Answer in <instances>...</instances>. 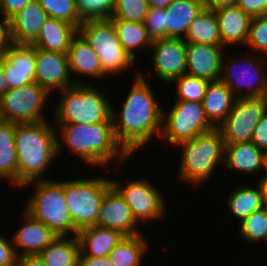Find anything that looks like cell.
<instances>
[{
    "label": "cell",
    "mask_w": 267,
    "mask_h": 266,
    "mask_svg": "<svg viewBox=\"0 0 267 266\" xmlns=\"http://www.w3.org/2000/svg\"><path fill=\"white\" fill-rule=\"evenodd\" d=\"M135 74L121 110L113 102L111 113L115 138L130 157L153 138L160 139L163 117L162 103L157 102L145 72Z\"/></svg>",
    "instance_id": "cell-1"
},
{
    "label": "cell",
    "mask_w": 267,
    "mask_h": 266,
    "mask_svg": "<svg viewBox=\"0 0 267 266\" xmlns=\"http://www.w3.org/2000/svg\"><path fill=\"white\" fill-rule=\"evenodd\" d=\"M54 125L58 130V158H60V154L65 152L64 145L69 152L78 156L85 164L87 163V166L91 167L103 166L106 168L114 162V159L123 163L131 158L117 142L114 135L113 122Z\"/></svg>",
    "instance_id": "cell-2"
},
{
    "label": "cell",
    "mask_w": 267,
    "mask_h": 266,
    "mask_svg": "<svg viewBox=\"0 0 267 266\" xmlns=\"http://www.w3.org/2000/svg\"><path fill=\"white\" fill-rule=\"evenodd\" d=\"M49 122L16 123L17 187L20 190L28 182L47 179V170L57 161V130L54 123Z\"/></svg>",
    "instance_id": "cell-3"
},
{
    "label": "cell",
    "mask_w": 267,
    "mask_h": 266,
    "mask_svg": "<svg viewBox=\"0 0 267 266\" xmlns=\"http://www.w3.org/2000/svg\"><path fill=\"white\" fill-rule=\"evenodd\" d=\"M177 177L195 188L207 184L219 166L224 168L225 144L218 127L181 142Z\"/></svg>",
    "instance_id": "cell-4"
},
{
    "label": "cell",
    "mask_w": 267,
    "mask_h": 266,
    "mask_svg": "<svg viewBox=\"0 0 267 266\" xmlns=\"http://www.w3.org/2000/svg\"><path fill=\"white\" fill-rule=\"evenodd\" d=\"M74 84L62 91L51 111L55 124H95L113 122L112 101L97 85Z\"/></svg>",
    "instance_id": "cell-5"
},
{
    "label": "cell",
    "mask_w": 267,
    "mask_h": 266,
    "mask_svg": "<svg viewBox=\"0 0 267 266\" xmlns=\"http://www.w3.org/2000/svg\"><path fill=\"white\" fill-rule=\"evenodd\" d=\"M22 187H33L32 195L24 204L26 212L43 222L56 236L78 235L67 209L63 179L34 180Z\"/></svg>",
    "instance_id": "cell-6"
},
{
    "label": "cell",
    "mask_w": 267,
    "mask_h": 266,
    "mask_svg": "<svg viewBox=\"0 0 267 266\" xmlns=\"http://www.w3.org/2000/svg\"><path fill=\"white\" fill-rule=\"evenodd\" d=\"M106 176L64 180L67 209L78 231L97 224L103 197L112 186L110 177Z\"/></svg>",
    "instance_id": "cell-7"
},
{
    "label": "cell",
    "mask_w": 267,
    "mask_h": 266,
    "mask_svg": "<svg viewBox=\"0 0 267 266\" xmlns=\"http://www.w3.org/2000/svg\"><path fill=\"white\" fill-rule=\"evenodd\" d=\"M92 49L99 55L102 72L109 77L120 75L135 65V60L122 47L113 23L109 20H87L78 27ZM134 64V65H133Z\"/></svg>",
    "instance_id": "cell-8"
},
{
    "label": "cell",
    "mask_w": 267,
    "mask_h": 266,
    "mask_svg": "<svg viewBox=\"0 0 267 266\" xmlns=\"http://www.w3.org/2000/svg\"><path fill=\"white\" fill-rule=\"evenodd\" d=\"M227 57L222 59L220 80L231 89L235 97L263 96L267 87L265 56L249 53L246 56L240 55L241 59L239 54L238 56L232 54V57L230 55Z\"/></svg>",
    "instance_id": "cell-9"
},
{
    "label": "cell",
    "mask_w": 267,
    "mask_h": 266,
    "mask_svg": "<svg viewBox=\"0 0 267 266\" xmlns=\"http://www.w3.org/2000/svg\"><path fill=\"white\" fill-rule=\"evenodd\" d=\"M51 95L37 82L8 89L0 98V120L17 124L48 120L44 112Z\"/></svg>",
    "instance_id": "cell-10"
},
{
    "label": "cell",
    "mask_w": 267,
    "mask_h": 266,
    "mask_svg": "<svg viewBox=\"0 0 267 266\" xmlns=\"http://www.w3.org/2000/svg\"><path fill=\"white\" fill-rule=\"evenodd\" d=\"M174 104V105H173ZM207 120L202 102L175 100L171 109L163 108L161 141L167 140L171 145H178L212 129Z\"/></svg>",
    "instance_id": "cell-11"
},
{
    "label": "cell",
    "mask_w": 267,
    "mask_h": 266,
    "mask_svg": "<svg viewBox=\"0 0 267 266\" xmlns=\"http://www.w3.org/2000/svg\"><path fill=\"white\" fill-rule=\"evenodd\" d=\"M112 186L123 197L124 201L131 208L132 214L140 224L147 225L150 221H161L167 214V204L162 191L157 189L151 181L144 177L129 180V182L118 181V178H110Z\"/></svg>",
    "instance_id": "cell-12"
},
{
    "label": "cell",
    "mask_w": 267,
    "mask_h": 266,
    "mask_svg": "<svg viewBox=\"0 0 267 266\" xmlns=\"http://www.w3.org/2000/svg\"><path fill=\"white\" fill-rule=\"evenodd\" d=\"M267 107L263 96L236 98L232 110L218 126L224 144L250 142Z\"/></svg>",
    "instance_id": "cell-13"
},
{
    "label": "cell",
    "mask_w": 267,
    "mask_h": 266,
    "mask_svg": "<svg viewBox=\"0 0 267 266\" xmlns=\"http://www.w3.org/2000/svg\"><path fill=\"white\" fill-rule=\"evenodd\" d=\"M153 49V50H151ZM151 67L162 82H172L186 74V41L182 38L164 37L152 40Z\"/></svg>",
    "instance_id": "cell-14"
},
{
    "label": "cell",
    "mask_w": 267,
    "mask_h": 266,
    "mask_svg": "<svg viewBox=\"0 0 267 266\" xmlns=\"http://www.w3.org/2000/svg\"><path fill=\"white\" fill-rule=\"evenodd\" d=\"M80 80L71 79L67 54L36 48V82L50 95L74 84H88Z\"/></svg>",
    "instance_id": "cell-15"
},
{
    "label": "cell",
    "mask_w": 267,
    "mask_h": 266,
    "mask_svg": "<svg viewBox=\"0 0 267 266\" xmlns=\"http://www.w3.org/2000/svg\"><path fill=\"white\" fill-rule=\"evenodd\" d=\"M3 73L9 89L36 82V47L13 43L5 52Z\"/></svg>",
    "instance_id": "cell-16"
},
{
    "label": "cell",
    "mask_w": 267,
    "mask_h": 266,
    "mask_svg": "<svg viewBox=\"0 0 267 266\" xmlns=\"http://www.w3.org/2000/svg\"><path fill=\"white\" fill-rule=\"evenodd\" d=\"M96 225L120 231L125 236L142 233L139 228L140 224L134 218L131 208L113 186L106 191L103 197Z\"/></svg>",
    "instance_id": "cell-17"
},
{
    "label": "cell",
    "mask_w": 267,
    "mask_h": 266,
    "mask_svg": "<svg viewBox=\"0 0 267 266\" xmlns=\"http://www.w3.org/2000/svg\"><path fill=\"white\" fill-rule=\"evenodd\" d=\"M225 52L223 46L186 43V74L208 81L220 80Z\"/></svg>",
    "instance_id": "cell-18"
},
{
    "label": "cell",
    "mask_w": 267,
    "mask_h": 266,
    "mask_svg": "<svg viewBox=\"0 0 267 266\" xmlns=\"http://www.w3.org/2000/svg\"><path fill=\"white\" fill-rule=\"evenodd\" d=\"M22 216V226L18 227L11 236L16 255H38L56 235L43 222L35 219L24 209Z\"/></svg>",
    "instance_id": "cell-19"
},
{
    "label": "cell",
    "mask_w": 267,
    "mask_h": 266,
    "mask_svg": "<svg viewBox=\"0 0 267 266\" xmlns=\"http://www.w3.org/2000/svg\"><path fill=\"white\" fill-rule=\"evenodd\" d=\"M217 16L219 33L224 48L232 49L235 46H245L248 37L252 17L241 7L230 5L214 10Z\"/></svg>",
    "instance_id": "cell-20"
},
{
    "label": "cell",
    "mask_w": 267,
    "mask_h": 266,
    "mask_svg": "<svg viewBox=\"0 0 267 266\" xmlns=\"http://www.w3.org/2000/svg\"><path fill=\"white\" fill-rule=\"evenodd\" d=\"M265 159L266 153L251 141L225 144L224 167L232 173L260 175L265 171Z\"/></svg>",
    "instance_id": "cell-21"
},
{
    "label": "cell",
    "mask_w": 267,
    "mask_h": 266,
    "mask_svg": "<svg viewBox=\"0 0 267 266\" xmlns=\"http://www.w3.org/2000/svg\"><path fill=\"white\" fill-rule=\"evenodd\" d=\"M67 55L72 79L74 74L76 77L86 76L92 80H107V76L102 72L99 55L79 32L73 37Z\"/></svg>",
    "instance_id": "cell-22"
},
{
    "label": "cell",
    "mask_w": 267,
    "mask_h": 266,
    "mask_svg": "<svg viewBox=\"0 0 267 266\" xmlns=\"http://www.w3.org/2000/svg\"><path fill=\"white\" fill-rule=\"evenodd\" d=\"M48 15L39 2L28 3L11 19V35L16 44H31L39 35Z\"/></svg>",
    "instance_id": "cell-23"
},
{
    "label": "cell",
    "mask_w": 267,
    "mask_h": 266,
    "mask_svg": "<svg viewBox=\"0 0 267 266\" xmlns=\"http://www.w3.org/2000/svg\"><path fill=\"white\" fill-rule=\"evenodd\" d=\"M205 7L204 0H173L165 8V37L184 39L189 25Z\"/></svg>",
    "instance_id": "cell-24"
},
{
    "label": "cell",
    "mask_w": 267,
    "mask_h": 266,
    "mask_svg": "<svg viewBox=\"0 0 267 266\" xmlns=\"http://www.w3.org/2000/svg\"><path fill=\"white\" fill-rule=\"evenodd\" d=\"M78 27L65 21L48 18L43 24L38 37L31 43L36 48L67 54Z\"/></svg>",
    "instance_id": "cell-25"
},
{
    "label": "cell",
    "mask_w": 267,
    "mask_h": 266,
    "mask_svg": "<svg viewBox=\"0 0 267 266\" xmlns=\"http://www.w3.org/2000/svg\"><path fill=\"white\" fill-rule=\"evenodd\" d=\"M125 237L120 231L97 225L86 227L78 232L80 254L93 257H106Z\"/></svg>",
    "instance_id": "cell-26"
},
{
    "label": "cell",
    "mask_w": 267,
    "mask_h": 266,
    "mask_svg": "<svg viewBox=\"0 0 267 266\" xmlns=\"http://www.w3.org/2000/svg\"><path fill=\"white\" fill-rule=\"evenodd\" d=\"M236 100L231 89L221 80L210 81L206 94L202 100L205 116L213 127H218L229 112Z\"/></svg>",
    "instance_id": "cell-27"
},
{
    "label": "cell",
    "mask_w": 267,
    "mask_h": 266,
    "mask_svg": "<svg viewBox=\"0 0 267 266\" xmlns=\"http://www.w3.org/2000/svg\"><path fill=\"white\" fill-rule=\"evenodd\" d=\"M242 184L233 187L231 193L229 192L230 195L227 199L225 198L230 213H233L232 215L236 217L238 223L253 212L265 207L264 192L260 182L255 184L258 186L255 188L246 183Z\"/></svg>",
    "instance_id": "cell-28"
},
{
    "label": "cell",
    "mask_w": 267,
    "mask_h": 266,
    "mask_svg": "<svg viewBox=\"0 0 267 266\" xmlns=\"http://www.w3.org/2000/svg\"><path fill=\"white\" fill-rule=\"evenodd\" d=\"M80 242L78 235L56 236L39 257L45 266H78Z\"/></svg>",
    "instance_id": "cell-29"
},
{
    "label": "cell",
    "mask_w": 267,
    "mask_h": 266,
    "mask_svg": "<svg viewBox=\"0 0 267 266\" xmlns=\"http://www.w3.org/2000/svg\"><path fill=\"white\" fill-rule=\"evenodd\" d=\"M16 123L0 120V181L17 187ZM9 181V182H8Z\"/></svg>",
    "instance_id": "cell-30"
},
{
    "label": "cell",
    "mask_w": 267,
    "mask_h": 266,
    "mask_svg": "<svg viewBox=\"0 0 267 266\" xmlns=\"http://www.w3.org/2000/svg\"><path fill=\"white\" fill-rule=\"evenodd\" d=\"M109 20L113 23L122 47L135 61L139 49L140 51L150 50L152 39L148 36L143 22H132L117 18H110Z\"/></svg>",
    "instance_id": "cell-31"
},
{
    "label": "cell",
    "mask_w": 267,
    "mask_h": 266,
    "mask_svg": "<svg viewBox=\"0 0 267 266\" xmlns=\"http://www.w3.org/2000/svg\"><path fill=\"white\" fill-rule=\"evenodd\" d=\"M184 40L186 43L222 46L215 11L205 7L189 25Z\"/></svg>",
    "instance_id": "cell-32"
},
{
    "label": "cell",
    "mask_w": 267,
    "mask_h": 266,
    "mask_svg": "<svg viewBox=\"0 0 267 266\" xmlns=\"http://www.w3.org/2000/svg\"><path fill=\"white\" fill-rule=\"evenodd\" d=\"M149 241L143 233L125 236L108 254L113 266H142L145 253L149 250ZM143 261V262H142Z\"/></svg>",
    "instance_id": "cell-33"
},
{
    "label": "cell",
    "mask_w": 267,
    "mask_h": 266,
    "mask_svg": "<svg viewBox=\"0 0 267 266\" xmlns=\"http://www.w3.org/2000/svg\"><path fill=\"white\" fill-rule=\"evenodd\" d=\"M239 236L249 244L267 240V207L253 212L239 222Z\"/></svg>",
    "instance_id": "cell-34"
},
{
    "label": "cell",
    "mask_w": 267,
    "mask_h": 266,
    "mask_svg": "<svg viewBox=\"0 0 267 266\" xmlns=\"http://www.w3.org/2000/svg\"><path fill=\"white\" fill-rule=\"evenodd\" d=\"M210 81L196 76L184 74L175 79V100L202 102Z\"/></svg>",
    "instance_id": "cell-35"
},
{
    "label": "cell",
    "mask_w": 267,
    "mask_h": 266,
    "mask_svg": "<svg viewBox=\"0 0 267 266\" xmlns=\"http://www.w3.org/2000/svg\"><path fill=\"white\" fill-rule=\"evenodd\" d=\"M45 10L49 18H55L80 26L82 21L79 19L76 9V0H37Z\"/></svg>",
    "instance_id": "cell-36"
},
{
    "label": "cell",
    "mask_w": 267,
    "mask_h": 266,
    "mask_svg": "<svg viewBox=\"0 0 267 266\" xmlns=\"http://www.w3.org/2000/svg\"><path fill=\"white\" fill-rule=\"evenodd\" d=\"M114 7V0H76L79 19L106 20L110 19Z\"/></svg>",
    "instance_id": "cell-37"
},
{
    "label": "cell",
    "mask_w": 267,
    "mask_h": 266,
    "mask_svg": "<svg viewBox=\"0 0 267 266\" xmlns=\"http://www.w3.org/2000/svg\"><path fill=\"white\" fill-rule=\"evenodd\" d=\"M149 8L147 0H114L113 12L110 18L143 22Z\"/></svg>",
    "instance_id": "cell-38"
},
{
    "label": "cell",
    "mask_w": 267,
    "mask_h": 266,
    "mask_svg": "<svg viewBox=\"0 0 267 266\" xmlns=\"http://www.w3.org/2000/svg\"><path fill=\"white\" fill-rule=\"evenodd\" d=\"M247 50L257 55H267V14L254 16L250 22Z\"/></svg>",
    "instance_id": "cell-39"
},
{
    "label": "cell",
    "mask_w": 267,
    "mask_h": 266,
    "mask_svg": "<svg viewBox=\"0 0 267 266\" xmlns=\"http://www.w3.org/2000/svg\"><path fill=\"white\" fill-rule=\"evenodd\" d=\"M165 16V8H149L143 25L152 40L165 37Z\"/></svg>",
    "instance_id": "cell-40"
},
{
    "label": "cell",
    "mask_w": 267,
    "mask_h": 266,
    "mask_svg": "<svg viewBox=\"0 0 267 266\" xmlns=\"http://www.w3.org/2000/svg\"><path fill=\"white\" fill-rule=\"evenodd\" d=\"M17 255L12 238L0 234V265H16Z\"/></svg>",
    "instance_id": "cell-41"
},
{
    "label": "cell",
    "mask_w": 267,
    "mask_h": 266,
    "mask_svg": "<svg viewBox=\"0 0 267 266\" xmlns=\"http://www.w3.org/2000/svg\"><path fill=\"white\" fill-rule=\"evenodd\" d=\"M251 142L267 154V112L263 115L254 129Z\"/></svg>",
    "instance_id": "cell-42"
},
{
    "label": "cell",
    "mask_w": 267,
    "mask_h": 266,
    "mask_svg": "<svg viewBox=\"0 0 267 266\" xmlns=\"http://www.w3.org/2000/svg\"><path fill=\"white\" fill-rule=\"evenodd\" d=\"M236 5L251 17L267 14V0H237Z\"/></svg>",
    "instance_id": "cell-43"
},
{
    "label": "cell",
    "mask_w": 267,
    "mask_h": 266,
    "mask_svg": "<svg viewBox=\"0 0 267 266\" xmlns=\"http://www.w3.org/2000/svg\"><path fill=\"white\" fill-rule=\"evenodd\" d=\"M35 0H0V12L5 18L11 19L21 11L28 3Z\"/></svg>",
    "instance_id": "cell-44"
},
{
    "label": "cell",
    "mask_w": 267,
    "mask_h": 266,
    "mask_svg": "<svg viewBox=\"0 0 267 266\" xmlns=\"http://www.w3.org/2000/svg\"><path fill=\"white\" fill-rule=\"evenodd\" d=\"M0 54L5 52L14 42L11 35V21L0 16Z\"/></svg>",
    "instance_id": "cell-45"
},
{
    "label": "cell",
    "mask_w": 267,
    "mask_h": 266,
    "mask_svg": "<svg viewBox=\"0 0 267 266\" xmlns=\"http://www.w3.org/2000/svg\"><path fill=\"white\" fill-rule=\"evenodd\" d=\"M78 266H113L109 256L93 257L88 255H79Z\"/></svg>",
    "instance_id": "cell-46"
},
{
    "label": "cell",
    "mask_w": 267,
    "mask_h": 266,
    "mask_svg": "<svg viewBox=\"0 0 267 266\" xmlns=\"http://www.w3.org/2000/svg\"><path fill=\"white\" fill-rule=\"evenodd\" d=\"M16 266H45L39 255L17 256Z\"/></svg>",
    "instance_id": "cell-47"
},
{
    "label": "cell",
    "mask_w": 267,
    "mask_h": 266,
    "mask_svg": "<svg viewBox=\"0 0 267 266\" xmlns=\"http://www.w3.org/2000/svg\"><path fill=\"white\" fill-rule=\"evenodd\" d=\"M207 8L216 10L222 7L236 5L237 0H204Z\"/></svg>",
    "instance_id": "cell-48"
},
{
    "label": "cell",
    "mask_w": 267,
    "mask_h": 266,
    "mask_svg": "<svg viewBox=\"0 0 267 266\" xmlns=\"http://www.w3.org/2000/svg\"><path fill=\"white\" fill-rule=\"evenodd\" d=\"M3 68H4V56L3 54H0V98L9 89L6 78L3 73Z\"/></svg>",
    "instance_id": "cell-49"
},
{
    "label": "cell",
    "mask_w": 267,
    "mask_h": 266,
    "mask_svg": "<svg viewBox=\"0 0 267 266\" xmlns=\"http://www.w3.org/2000/svg\"><path fill=\"white\" fill-rule=\"evenodd\" d=\"M149 7L152 8H166L168 7L173 0H147Z\"/></svg>",
    "instance_id": "cell-50"
},
{
    "label": "cell",
    "mask_w": 267,
    "mask_h": 266,
    "mask_svg": "<svg viewBox=\"0 0 267 266\" xmlns=\"http://www.w3.org/2000/svg\"><path fill=\"white\" fill-rule=\"evenodd\" d=\"M259 182H267V154H266V159H265V171L263 173V175L258 176Z\"/></svg>",
    "instance_id": "cell-51"
},
{
    "label": "cell",
    "mask_w": 267,
    "mask_h": 266,
    "mask_svg": "<svg viewBox=\"0 0 267 266\" xmlns=\"http://www.w3.org/2000/svg\"><path fill=\"white\" fill-rule=\"evenodd\" d=\"M264 192V205L267 207V182H260Z\"/></svg>",
    "instance_id": "cell-52"
},
{
    "label": "cell",
    "mask_w": 267,
    "mask_h": 266,
    "mask_svg": "<svg viewBox=\"0 0 267 266\" xmlns=\"http://www.w3.org/2000/svg\"><path fill=\"white\" fill-rule=\"evenodd\" d=\"M263 98L265 100V104H266V107H267V87H266V89L264 91Z\"/></svg>",
    "instance_id": "cell-53"
},
{
    "label": "cell",
    "mask_w": 267,
    "mask_h": 266,
    "mask_svg": "<svg viewBox=\"0 0 267 266\" xmlns=\"http://www.w3.org/2000/svg\"><path fill=\"white\" fill-rule=\"evenodd\" d=\"M266 66H267V55L265 56Z\"/></svg>",
    "instance_id": "cell-54"
},
{
    "label": "cell",
    "mask_w": 267,
    "mask_h": 266,
    "mask_svg": "<svg viewBox=\"0 0 267 266\" xmlns=\"http://www.w3.org/2000/svg\"><path fill=\"white\" fill-rule=\"evenodd\" d=\"M0 266H16V265H0Z\"/></svg>",
    "instance_id": "cell-55"
}]
</instances>
